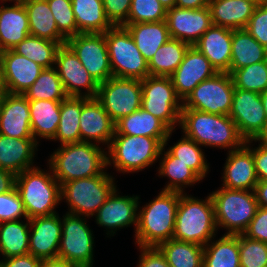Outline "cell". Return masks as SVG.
<instances>
[{"label":"cell","instance_id":"1","mask_svg":"<svg viewBox=\"0 0 267 267\" xmlns=\"http://www.w3.org/2000/svg\"><path fill=\"white\" fill-rule=\"evenodd\" d=\"M98 144L77 142L61 145L51 154L49 167L59 184L80 178H89L104 172L107 165V151Z\"/></svg>","mask_w":267,"mask_h":267},{"label":"cell","instance_id":"2","mask_svg":"<svg viewBox=\"0 0 267 267\" xmlns=\"http://www.w3.org/2000/svg\"><path fill=\"white\" fill-rule=\"evenodd\" d=\"M179 125L183 130V136L194 140L200 146L229 148L233 151L241 148L245 143L235 122L227 115L182 109Z\"/></svg>","mask_w":267,"mask_h":267},{"label":"cell","instance_id":"3","mask_svg":"<svg viewBox=\"0 0 267 267\" xmlns=\"http://www.w3.org/2000/svg\"><path fill=\"white\" fill-rule=\"evenodd\" d=\"M180 192L161 191L137 212L135 239L139 247H156L173 238Z\"/></svg>","mask_w":267,"mask_h":267},{"label":"cell","instance_id":"4","mask_svg":"<svg viewBox=\"0 0 267 267\" xmlns=\"http://www.w3.org/2000/svg\"><path fill=\"white\" fill-rule=\"evenodd\" d=\"M217 230L210 194L201 200L180 193L173 239L205 246L214 239Z\"/></svg>","mask_w":267,"mask_h":267},{"label":"cell","instance_id":"5","mask_svg":"<svg viewBox=\"0 0 267 267\" xmlns=\"http://www.w3.org/2000/svg\"><path fill=\"white\" fill-rule=\"evenodd\" d=\"M49 169L45 172L37 166L16 175L15 187L28 219L57 213L55 208L61 201V185Z\"/></svg>","mask_w":267,"mask_h":267},{"label":"cell","instance_id":"6","mask_svg":"<svg viewBox=\"0 0 267 267\" xmlns=\"http://www.w3.org/2000/svg\"><path fill=\"white\" fill-rule=\"evenodd\" d=\"M165 140L140 135H114L107 148V165L113 163L122 173L145 170L160 158Z\"/></svg>","mask_w":267,"mask_h":267},{"label":"cell","instance_id":"7","mask_svg":"<svg viewBox=\"0 0 267 267\" xmlns=\"http://www.w3.org/2000/svg\"><path fill=\"white\" fill-rule=\"evenodd\" d=\"M210 196L217 229L225 228L231 235L243 234L259 207L254 191L221 187Z\"/></svg>","mask_w":267,"mask_h":267},{"label":"cell","instance_id":"8","mask_svg":"<svg viewBox=\"0 0 267 267\" xmlns=\"http://www.w3.org/2000/svg\"><path fill=\"white\" fill-rule=\"evenodd\" d=\"M116 187L109 174L68 181L61 184V201L64 198L70 206L67 213L93 217Z\"/></svg>","mask_w":267,"mask_h":267},{"label":"cell","instance_id":"9","mask_svg":"<svg viewBox=\"0 0 267 267\" xmlns=\"http://www.w3.org/2000/svg\"><path fill=\"white\" fill-rule=\"evenodd\" d=\"M105 39L113 77L144 80L149 76L148 63L125 27L113 26Z\"/></svg>","mask_w":267,"mask_h":267},{"label":"cell","instance_id":"10","mask_svg":"<svg viewBox=\"0 0 267 267\" xmlns=\"http://www.w3.org/2000/svg\"><path fill=\"white\" fill-rule=\"evenodd\" d=\"M141 88V108L161 120L171 131L175 130L180 123L183 101L170 77L149 75L141 80Z\"/></svg>","mask_w":267,"mask_h":267},{"label":"cell","instance_id":"11","mask_svg":"<svg viewBox=\"0 0 267 267\" xmlns=\"http://www.w3.org/2000/svg\"><path fill=\"white\" fill-rule=\"evenodd\" d=\"M234 89L231 74L218 72L194 88L183 100L182 109H195L215 115L229 116Z\"/></svg>","mask_w":267,"mask_h":267},{"label":"cell","instance_id":"12","mask_svg":"<svg viewBox=\"0 0 267 267\" xmlns=\"http://www.w3.org/2000/svg\"><path fill=\"white\" fill-rule=\"evenodd\" d=\"M96 99L116 123L141 108V80L111 77L99 84Z\"/></svg>","mask_w":267,"mask_h":267},{"label":"cell","instance_id":"13","mask_svg":"<svg viewBox=\"0 0 267 267\" xmlns=\"http://www.w3.org/2000/svg\"><path fill=\"white\" fill-rule=\"evenodd\" d=\"M81 215L66 213L62 222L58 258L64 259L79 267L93 266V231Z\"/></svg>","mask_w":267,"mask_h":267},{"label":"cell","instance_id":"14","mask_svg":"<svg viewBox=\"0 0 267 267\" xmlns=\"http://www.w3.org/2000/svg\"><path fill=\"white\" fill-rule=\"evenodd\" d=\"M66 44L98 84L113 77L105 33H79L68 38Z\"/></svg>","mask_w":267,"mask_h":267},{"label":"cell","instance_id":"15","mask_svg":"<svg viewBox=\"0 0 267 267\" xmlns=\"http://www.w3.org/2000/svg\"><path fill=\"white\" fill-rule=\"evenodd\" d=\"M229 117L245 141L256 140L267 124L260 94L243 89H234Z\"/></svg>","mask_w":267,"mask_h":267},{"label":"cell","instance_id":"16","mask_svg":"<svg viewBox=\"0 0 267 267\" xmlns=\"http://www.w3.org/2000/svg\"><path fill=\"white\" fill-rule=\"evenodd\" d=\"M55 65L67 96L96 98L99 84L67 44L61 45L57 50ZM81 88L87 92H82Z\"/></svg>","mask_w":267,"mask_h":267},{"label":"cell","instance_id":"17","mask_svg":"<svg viewBox=\"0 0 267 267\" xmlns=\"http://www.w3.org/2000/svg\"><path fill=\"white\" fill-rule=\"evenodd\" d=\"M166 23L170 38L193 46L213 25L209 7L186 9L173 7L167 10Z\"/></svg>","mask_w":267,"mask_h":267},{"label":"cell","instance_id":"18","mask_svg":"<svg viewBox=\"0 0 267 267\" xmlns=\"http://www.w3.org/2000/svg\"><path fill=\"white\" fill-rule=\"evenodd\" d=\"M218 73L210 61L194 46H189L183 61L170 76L177 95L183 101L204 80Z\"/></svg>","mask_w":267,"mask_h":267},{"label":"cell","instance_id":"19","mask_svg":"<svg viewBox=\"0 0 267 267\" xmlns=\"http://www.w3.org/2000/svg\"><path fill=\"white\" fill-rule=\"evenodd\" d=\"M0 66L6 93L24 94L36 81L43 67L13 50L1 53Z\"/></svg>","mask_w":267,"mask_h":267},{"label":"cell","instance_id":"20","mask_svg":"<svg viewBox=\"0 0 267 267\" xmlns=\"http://www.w3.org/2000/svg\"><path fill=\"white\" fill-rule=\"evenodd\" d=\"M29 223V253L41 261L57 258L62 236V222L58 214L34 217L29 219Z\"/></svg>","mask_w":267,"mask_h":267},{"label":"cell","instance_id":"21","mask_svg":"<svg viewBox=\"0 0 267 267\" xmlns=\"http://www.w3.org/2000/svg\"><path fill=\"white\" fill-rule=\"evenodd\" d=\"M138 196H120L117 188L111 193L105 203L98 209L95 214L96 223L104 226L108 234L116 233V230L130 225L137 228V215L139 207Z\"/></svg>","mask_w":267,"mask_h":267},{"label":"cell","instance_id":"22","mask_svg":"<svg viewBox=\"0 0 267 267\" xmlns=\"http://www.w3.org/2000/svg\"><path fill=\"white\" fill-rule=\"evenodd\" d=\"M81 142L103 143L108 146L115 134V123L96 98L82 97L80 115Z\"/></svg>","mask_w":267,"mask_h":267},{"label":"cell","instance_id":"23","mask_svg":"<svg viewBox=\"0 0 267 267\" xmlns=\"http://www.w3.org/2000/svg\"><path fill=\"white\" fill-rule=\"evenodd\" d=\"M29 101L22 94L5 93L0 108V134L33 138Z\"/></svg>","mask_w":267,"mask_h":267},{"label":"cell","instance_id":"24","mask_svg":"<svg viewBox=\"0 0 267 267\" xmlns=\"http://www.w3.org/2000/svg\"><path fill=\"white\" fill-rule=\"evenodd\" d=\"M223 172V186L232 190L254 191L258 177L252 152L243 145L241 148L228 151Z\"/></svg>","mask_w":267,"mask_h":267},{"label":"cell","instance_id":"25","mask_svg":"<svg viewBox=\"0 0 267 267\" xmlns=\"http://www.w3.org/2000/svg\"><path fill=\"white\" fill-rule=\"evenodd\" d=\"M233 30L212 25L193 45L211 63L217 72L231 74Z\"/></svg>","mask_w":267,"mask_h":267},{"label":"cell","instance_id":"26","mask_svg":"<svg viewBox=\"0 0 267 267\" xmlns=\"http://www.w3.org/2000/svg\"><path fill=\"white\" fill-rule=\"evenodd\" d=\"M37 144L34 138H13L0 134V169L18 175L34 168Z\"/></svg>","mask_w":267,"mask_h":267},{"label":"cell","instance_id":"27","mask_svg":"<svg viewBox=\"0 0 267 267\" xmlns=\"http://www.w3.org/2000/svg\"><path fill=\"white\" fill-rule=\"evenodd\" d=\"M28 35L29 20L23 3L0 6V49L13 50Z\"/></svg>","mask_w":267,"mask_h":267},{"label":"cell","instance_id":"28","mask_svg":"<svg viewBox=\"0 0 267 267\" xmlns=\"http://www.w3.org/2000/svg\"><path fill=\"white\" fill-rule=\"evenodd\" d=\"M172 132L161 120L140 108L115 123L114 135L146 136L156 139H170Z\"/></svg>","mask_w":267,"mask_h":267},{"label":"cell","instance_id":"29","mask_svg":"<svg viewBox=\"0 0 267 267\" xmlns=\"http://www.w3.org/2000/svg\"><path fill=\"white\" fill-rule=\"evenodd\" d=\"M212 23L231 30L245 29L256 5L246 0H210Z\"/></svg>","mask_w":267,"mask_h":267},{"label":"cell","instance_id":"30","mask_svg":"<svg viewBox=\"0 0 267 267\" xmlns=\"http://www.w3.org/2000/svg\"><path fill=\"white\" fill-rule=\"evenodd\" d=\"M122 26L131 34L147 63L158 49L170 39L166 20L152 23L123 24Z\"/></svg>","mask_w":267,"mask_h":267},{"label":"cell","instance_id":"31","mask_svg":"<svg viewBox=\"0 0 267 267\" xmlns=\"http://www.w3.org/2000/svg\"><path fill=\"white\" fill-rule=\"evenodd\" d=\"M30 35L66 44V38L58 31L47 0H25Z\"/></svg>","mask_w":267,"mask_h":267},{"label":"cell","instance_id":"32","mask_svg":"<svg viewBox=\"0 0 267 267\" xmlns=\"http://www.w3.org/2000/svg\"><path fill=\"white\" fill-rule=\"evenodd\" d=\"M60 104L61 101L53 100L29 101L30 124L33 138L36 141L38 137L48 140L55 137L60 121Z\"/></svg>","mask_w":267,"mask_h":267},{"label":"cell","instance_id":"33","mask_svg":"<svg viewBox=\"0 0 267 267\" xmlns=\"http://www.w3.org/2000/svg\"><path fill=\"white\" fill-rule=\"evenodd\" d=\"M79 33H105L113 27L104 11L103 0H71Z\"/></svg>","mask_w":267,"mask_h":267},{"label":"cell","instance_id":"34","mask_svg":"<svg viewBox=\"0 0 267 267\" xmlns=\"http://www.w3.org/2000/svg\"><path fill=\"white\" fill-rule=\"evenodd\" d=\"M267 60V49L259 44L246 29L233 30L231 74L239 68Z\"/></svg>","mask_w":267,"mask_h":267},{"label":"cell","instance_id":"35","mask_svg":"<svg viewBox=\"0 0 267 267\" xmlns=\"http://www.w3.org/2000/svg\"><path fill=\"white\" fill-rule=\"evenodd\" d=\"M203 267H240L239 234L209 241L204 246Z\"/></svg>","mask_w":267,"mask_h":267},{"label":"cell","instance_id":"36","mask_svg":"<svg viewBox=\"0 0 267 267\" xmlns=\"http://www.w3.org/2000/svg\"><path fill=\"white\" fill-rule=\"evenodd\" d=\"M82 97L67 96L60 104V121L56 135L52 139L59 140L61 145L81 142L80 115Z\"/></svg>","mask_w":267,"mask_h":267},{"label":"cell","instance_id":"37","mask_svg":"<svg viewBox=\"0 0 267 267\" xmlns=\"http://www.w3.org/2000/svg\"><path fill=\"white\" fill-rule=\"evenodd\" d=\"M157 247L170 267H203L204 246L171 238Z\"/></svg>","mask_w":267,"mask_h":267},{"label":"cell","instance_id":"38","mask_svg":"<svg viewBox=\"0 0 267 267\" xmlns=\"http://www.w3.org/2000/svg\"><path fill=\"white\" fill-rule=\"evenodd\" d=\"M164 147L160 153L161 156H164H162L158 173L162 177L167 176L170 179V183L168 182L165 188L162 189L163 191L184 193V186H191L202 180L187 164L179 161V158L174 157L168 150L164 151Z\"/></svg>","mask_w":267,"mask_h":267},{"label":"cell","instance_id":"39","mask_svg":"<svg viewBox=\"0 0 267 267\" xmlns=\"http://www.w3.org/2000/svg\"><path fill=\"white\" fill-rule=\"evenodd\" d=\"M26 220L0 223V253L4 259L29 253L30 223Z\"/></svg>","mask_w":267,"mask_h":267},{"label":"cell","instance_id":"40","mask_svg":"<svg viewBox=\"0 0 267 267\" xmlns=\"http://www.w3.org/2000/svg\"><path fill=\"white\" fill-rule=\"evenodd\" d=\"M189 44L170 38L148 62L149 75L170 77L183 61Z\"/></svg>","mask_w":267,"mask_h":267},{"label":"cell","instance_id":"41","mask_svg":"<svg viewBox=\"0 0 267 267\" xmlns=\"http://www.w3.org/2000/svg\"><path fill=\"white\" fill-rule=\"evenodd\" d=\"M60 46L59 42L28 35L13 51L47 69L55 67L56 53Z\"/></svg>","mask_w":267,"mask_h":267},{"label":"cell","instance_id":"42","mask_svg":"<svg viewBox=\"0 0 267 267\" xmlns=\"http://www.w3.org/2000/svg\"><path fill=\"white\" fill-rule=\"evenodd\" d=\"M23 95L28 101H62L67 97L55 67L44 69L33 85Z\"/></svg>","mask_w":267,"mask_h":267},{"label":"cell","instance_id":"43","mask_svg":"<svg viewBox=\"0 0 267 267\" xmlns=\"http://www.w3.org/2000/svg\"><path fill=\"white\" fill-rule=\"evenodd\" d=\"M199 146L194 140L184 136L167 150L203 179L209 171V163Z\"/></svg>","mask_w":267,"mask_h":267},{"label":"cell","instance_id":"44","mask_svg":"<svg viewBox=\"0 0 267 267\" xmlns=\"http://www.w3.org/2000/svg\"><path fill=\"white\" fill-rule=\"evenodd\" d=\"M231 76L235 88L261 94L267 89V60L236 69Z\"/></svg>","mask_w":267,"mask_h":267},{"label":"cell","instance_id":"45","mask_svg":"<svg viewBox=\"0 0 267 267\" xmlns=\"http://www.w3.org/2000/svg\"><path fill=\"white\" fill-rule=\"evenodd\" d=\"M167 10L159 0H132L128 19L124 24L152 23L166 20Z\"/></svg>","mask_w":267,"mask_h":267},{"label":"cell","instance_id":"46","mask_svg":"<svg viewBox=\"0 0 267 267\" xmlns=\"http://www.w3.org/2000/svg\"><path fill=\"white\" fill-rule=\"evenodd\" d=\"M240 267H267V243L239 234Z\"/></svg>","mask_w":267,"mask_h":267},{"label":"cell","instance_id":"47","mask_svg":"<svg viewBox=\"0 0 267 267\" xmlns=\"http://www.w3.org/2000/svg\"><path fill=\"white\" fill-rule=\"evenodd\" d=\"M58 31L66 38L78 34L71 0H47Z\"/></svg>","mask_w":267,"mask_h":267},{"label":"cell","instance_id":"48","mask_svg":"<svg viewBox=\"0 0 267 267\" xmlns=\"http://www.w3.org/2000/svg\"><path fill=\"white\" fill-rule=\"evenodd\" d=\"M21 217L27 219L24 204L16 187L6 193H0V223L20 220Z\"/></svg>","mask_w":267,"mask_h":267},{"label":"cell","instance_id":"49","mask_svg":"<svg viewBox=\"0 0 267 267\" xmlns=\"http://www.w3.org/2000/svg\"><path fill=\"white\" fill-rule=\"evenodd\" d=\"M245 29L259 44L267 49V3L256 6Z\"/></svg>","mask_w":267,"mask_h":267},{"label":"cell","instance_id":"50","mask_svg":"<svg viewBox=\"0 0 267 267\" xmlns=\"http://www.w3.org/2000/svg\"><path fill=\"white\" fill-rule=\"evenodd\" d=\"M132 0H103L107 19L113 26H122L128 19Z\"/></svg>","mask_w":267,"mask_h":267},{"label":"cell","instance_id":"51","mask_svg":"<svg viewBox=\"0 0 267 267\" xmlns=\"http://www.w3.org/2000/svg\"><path fill=\"white\" fill-rule=\"evenodd\" d=\"M243 235L267 243V208L258 207L257 212Z\"/></svg>","mask_w":267,"mask_h":267},{"label":"cell","instance_id":"52","mask_svg":"<svg viewBox=\"0 0 267 267\" xmlns=\"http://www.w3.org/2000/svg\"><path fill=\"white\" fill-rule=\"evenodd\" d=\"M141 255L137 267H170L161 250L156 247H139Z\"/></svg>","mask_w":267,"mask_h":267},{"label":"cell","instance_id":"53","mask_svg":"<svg viewBox=\"0 0 267 267\" xmlns=\"http://www.w3.org/2000/svg\"><path fill=\"white\" fill-rule=\"evenodd\" d=\"M254 140L245 141L244 145L252 152L258 181H267V148L259 144L258 147H250Z\"/></svg>","mask_w":267,"mask_h":267},{"label":"cell","instance_id":"54","mask_svg":"<svg viewBox=\"0 0 267 267\" xmlns=\"http://www.w3.org/2000/svg\"><path fill=\"white\" fill-rule=\"evenodd\" d=\"M41 260L27 253L0 260V267H40Z\"/></svg>","mask_w":267,"mask_h":267},{"label":"cell","instance_id":"55","mask_svg":"<svg viewBox=\"0 0 267 267\" xmlns=\"http://www.w3.org/2000/svg\"><path fill=\"white\" fill-rule=\"evenodd\" d=\"M16 175L10 171L0 169V193H6L15 187Z\"/></svg>","mask_w":267,"mask_h":267},{"label":"cell","instance_id":"56","mask_svg":"<svg viewBox=\"0 0 267 267\" xmlns=\"http://www.w3.org/2000/svg\"><path fill=\"white\" fill-rule=\"evenodd\" d=\"M254 193L259 207L267 208V181H258Z\"/></svg>","mask_w":267,"mask_h":267},{"label":"cell","instance_id":"57","mask_svg":"<svg viewBox=\"0 0 267 267\" xmlns=\"http://www.w3.org/2000/svg\"><path fill=\"white\" fill-rule=\"evenodd\" d=\"M210 0H176L175 6L186 9H201L209 6Z\"/></svg>","mask_w":267,"mask_h":267},{"label":"cell","instance_id":"58","mask_svg":"<svg viewBox=\"0 0 267 267\" xmlns=\"http://www.w3.org/2000/svg\"><path fill=\"white\" fill-rule=\"evenodd\" d=\"M40 267H79V266L57 257L48 260H42L40 263Z\"/></svg>","mask_w":267,"mask_h":267},{"label":"cell","instance_id":"59","mask_svg":"<svg viewBox=\"0 0 267 267\" xmlns=\"http://www.w3.org/2000/svg\"><path fill=\"white\" fill-rule=\"evenodd\" d=\"M256 141H260V144L267 148V124L263 130V132L256 138Z\"/></svg>","mask_w":267,"mask_h":267},{"label":"cell","instance_id":"60","mask_svg":"<svg viewBox=\"0 0 267 267\" xmlns=\"http://www.w3.org/2000/svg\"><path fill=\"white\" fill-rule=\"evenodd\" d=\"M161 5L166 8V10L175 7L176 0H159Z\"/></svg>","mask_w":267,"mask_h":267},{"label":"cell","instance_id":"61","mask_svg":"<svg viewBox=\"0 0 267 267\" xmlns=\"http://www.w3.org/2000/svg\"><path fill=\"white\" fill-rule=\"evenodd\" d=\"M261 99H262V102H263V105H264V111H265V114H266V117H267V89L265 91H263L261 94Z\"/></svg>","mask_w":267,"mask_h":267},{"label":"cell","instance_id":"62","mask_svg":"<svg viewBox=\"0 0 267 267\" xmlns=\"http://www.w3.org/2000/svg\"><path fill=\"white\" fill-rule=\"evenodd\" d=\"M5 93L6 92H5L4 85H3L2 72H1V66H0V99L3 98Z\"/></svg>","mask_w":267,"mask_h":267},{"label":"cell","instance_id":"63","mask_svg":"<svg viewBox=\"0 0 267 267\" xmlns=\"http://www.w3.org/2000/svg\"><path fill=\"white\" fill-rule=\"evenodd\" d=\"M246 1H249V2L253 3L256 6H260V5L266 4V0H246Z\"/></svg>","mask_w":267,"mask_h":267},{"label":"cell","instance_id":"64","mask_svg":"<svg viewBox=\"0 0 267 267\" xmlns=\"http://www.w3.org/2000/svg\"><path fill=\"white\" fill-rule=\"evenodd\" d=\"M0 1H2L3 2V4H4V1L6 2V1H15L14 3H24V1L25 0H0Z\"/></svg>","mask_w":267,"mask_h":267}]
</instances>
